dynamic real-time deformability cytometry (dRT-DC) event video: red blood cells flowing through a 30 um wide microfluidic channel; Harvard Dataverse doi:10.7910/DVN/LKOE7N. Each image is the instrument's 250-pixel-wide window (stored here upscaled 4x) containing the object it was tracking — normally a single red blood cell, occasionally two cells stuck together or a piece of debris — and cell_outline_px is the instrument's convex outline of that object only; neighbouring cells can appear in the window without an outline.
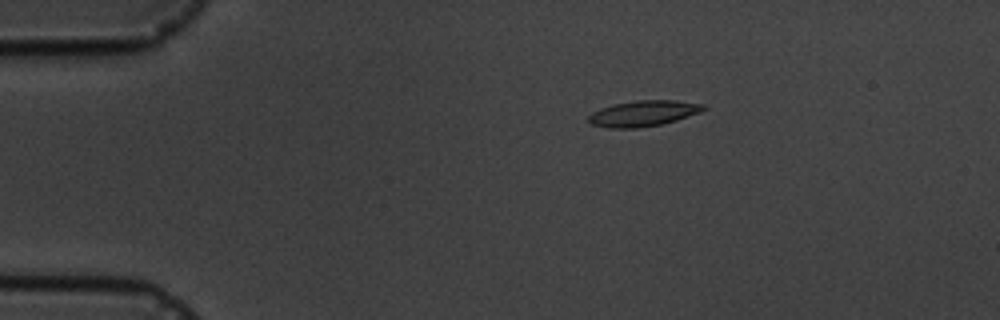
{"species": "common noctule bat (a hibernating species)", "species_latin": "Nyctalus noctula", "temperature_condition": "cold", "stored_images_in_passage": 9, "camera_frame_rate_fps": 3000, "um_per_image_px": 0.085, "animal": {"sex": "male", "body_mass_g": 19.5, "forearm_length_mm": 54.6}, "frame": {"image": 1, "passage_image": 4, "time_ms": 3.333, "image_size_px": [1000, 320], "cell_outline_px": [[708, 108], [700, 112], [676, 120], [660, 124], [636, 128], [608, 128], [592, 124], [588, 120], [588, 116], [592, 112], [600, 108], [616, 104], [636, 100], [672, 100], [704, 104]], "centroid_in_image_um": [54.68, 9.63], "position_along_channel_um": 30.3, "area_um2": 17.11}}
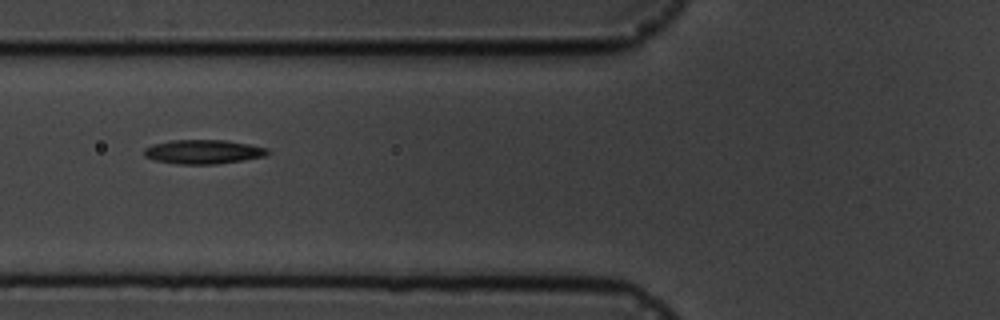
{"frame": {"image": 2, "passage_image": 7, "time_ms": 7.0, "image_size_px": [1000, 320], "cell_outline_px": [[272, 152], [264, 156], [216, 164], [176, 164], [156, 160], [144, 156], [144, 148], [152, 144], [172, 140], [224, 140], [248, 144], [268, 148]], "centroid_in_image_um": [17.26, 12.89], "position_along_channel_um": 108.5, "area_um2": 17.28}}
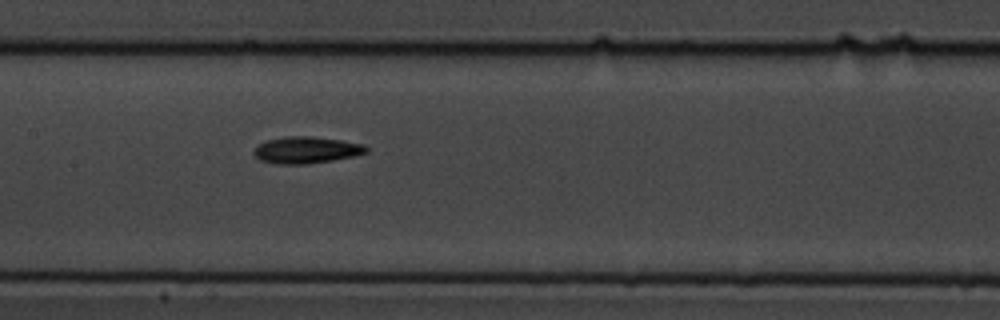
{"frame": {"image": 3, "passage_image": 9, "time_ms": 9.0, "image_size_px": [1000, 320], "cell_outline_px": [[368, 152], [356, 156], [308, 164], [276, 164], [260, 160], [252, 152], [256, 144], [264, 140], [284, 136], [312, 136], [340, 140], [364, 144], [368, 148]], "centroid_in_image_um": [26.0, 12.74], "position_along_channel_um": 181.4, "area_um2": 17.8}}